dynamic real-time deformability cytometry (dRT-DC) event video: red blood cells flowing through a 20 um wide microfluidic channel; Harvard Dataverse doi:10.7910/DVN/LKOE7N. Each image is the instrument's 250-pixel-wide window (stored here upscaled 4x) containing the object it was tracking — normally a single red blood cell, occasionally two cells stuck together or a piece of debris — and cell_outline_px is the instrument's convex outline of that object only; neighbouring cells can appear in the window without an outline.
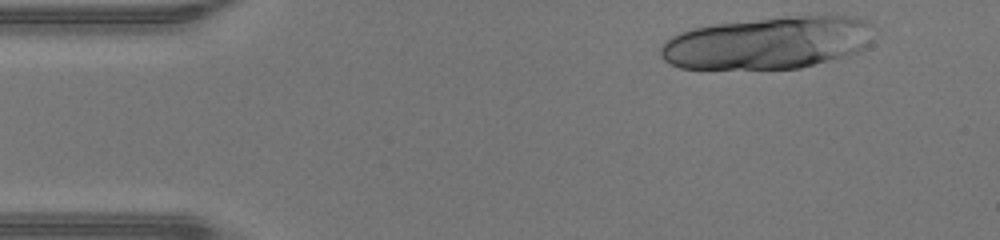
{"species": "human", "species_latin": "Homo sapiens", "temperature_condition": "warm", "stored_images_in_passage": 41, "segment_of_instrument_passage": [1, 2], "camera_frame_rate_fps": 3000, "um_per_image_px": 0.085, "donor": {"sex": "male"}, "frame": {"image": 1, "passage_image": 1, "time_ms": 0.0, "image_size_px": [1000, 240], "cell_outline_px": [[868, 44], [864, 48], [848, 56], [800, 68], [680, 68], [664, 60], [660, 56], [660, 48], [672, 36], [680, 32], [692, 28], [716, 24], [784, 16], [856, 16], [868, 20]], "centroid_in_image_um": [65.26, 3.64], "position_along_channel_um": 19.7, "area_um2": 64.45}}